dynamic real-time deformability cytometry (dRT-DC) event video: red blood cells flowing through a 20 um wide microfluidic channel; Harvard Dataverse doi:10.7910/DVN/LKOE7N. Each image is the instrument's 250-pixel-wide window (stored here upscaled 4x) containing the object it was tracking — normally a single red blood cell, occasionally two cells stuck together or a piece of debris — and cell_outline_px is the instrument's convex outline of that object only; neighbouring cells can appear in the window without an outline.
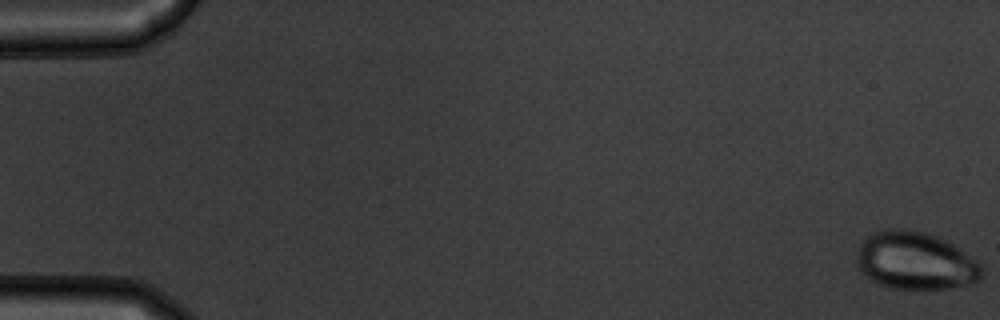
{"species": "common noctule bat (a hibernating species)", "species_latin": "Nyctalus noctula", "temperature_condition": "warm", "stored_images_in_passage": 53, "camera_frame_rate_fps": 3000, "um_per_image_px": 0.085, "animal": {"sex": "male", "body_mass_g": 19.5, "forearm_length_mm": 54.6}, "frame": {"image": 1, "passage_image": 1, "time_ms": 0.0, "image_size_px": [1000, 320], "cell_outline_px": [[980, 280], [968, 284], [948, 288], [892, 288], [876, 284], [864, 276], [860, 272], [856, 264], [856, 252], [860, 244], [872, 232], [888, 228], [904, 228], [928, 232], [960, 248], [976, 260], [980, 264]], "centroid_in_image_um": [77.74, 22.15], "position_along_channel_um": 7.3, "area_um2": 42.25}}